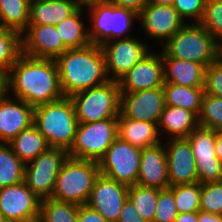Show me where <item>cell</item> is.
<instances>
[{
	"mask_svg": "<svg viewBox=\"0 0 222 222\" xmlns=\"http://www.w3.org/2000/svg\"><path fill=\"white\" fill-rule=\"evenodd\" d=\"M84 6L89 8L92 18V30H88L92 44L101 45L115 39L131 38L125 34L130 30L133 20L138 19V14L133 10L117 7L106 0L91 1Z\"/></svg>",
	"mask_w": 222,
	"mask_h": 222,
	"instance_id": "52a82bcc",
	"label": "cell"
},
{
	"mask_svg": "<svg viewBox=\"0 0 222 222\" xmlns=\"http://www.w3.org/2000/svg\"><path fill=\"white\" fill-rule=\"evenodd\" d=\"M8 145L24 164L34 160L49 148L47 140L34 124L22 130Z\"/></svg>",
	"mask_w": 222,
	"mask_h": 222,
	"instance_id": "484cf974",
	"label": "cell"
},
{
	"mask_svg": "<svg viewBox=\"0 0 222 222\" xmlns=\"http://www.w3.org/2000/svg\"><path fill=\"white\" fill-rule=\"evenodd\" d=\"M77 222H109L87 204L78 205Z\"/></svg>",
	"mask_w": 222,
	"mask_h": 222,
	"instance_id": "60d3db41",
	"label": "cell"
},
{
	"mask_svg": "<svg viewBox=\"0 0 222 222\" xmlns=\"http://www.w3.org/2000/svg\"><path fill=\"white\" fill-rule=\"evenodd\" d=\"M117 222H147L135 210L132 202L127 198L124 202Z\"/></svg>",
	"mask_w": 222,
	"mask_h": 222,
	"instance_id": "b9f144b4",
	"label": "cell"
},
{
	"mask_svg": "<svg viewBox=\"0 0 222 222\" xmlns=\"http://www.w3.org/2000/svg\"><path fill=\"white\" fill-rule=\"evenodd\" d=\"M25 164L6 143H0V188L24 181Z\"/></svg>",
	"mask_w": 222,
	"mask_h": 222,
	"instance_id": "f546056e",
	"label": "cell"
},
{
	"mask_svg": "<svg viewBox=\"0 0 222 222\" xmlns=\"http://www.w3.org/2000/svg\"><path fill=\"white\" fill-rule=\"evenodd\" d=\"M14 99L6 96L0 100V143L8 144L33 124L34 107L22 99Z\"/></svg>",
	"mask_w": 222,
	"mask_h": 222,
	"instance_id": "ffe728a7",
	"label": "cell"
},
{
	"mask_svg": "<svg viewBox=\"0 0 222 222\" xmlns=\"http://www.w3.org/2000/svg\"><path fill=\"white\" fill-rule=\"evenodd\" d=\"M191 145L197 166L198 182L222 180V162L215 153V130L198 126L186 138Z\"/></svg>",
	"mask_w": 222,
	"mask_h": 222,
	"instance_id": "7c38bea8",
	"label": "cell"
},
{
	"mask_svg": "<svg viewBox=\"0 0 222 222\" xmlns=\"http://www.w3.org/2000/svg\"><path fill=\"white\" fill-rule=\"evenodd\" d=\"M199 24L214 37L217 43L221 41L219 45L222 44V0H206Z\"/></svg>",
	"mask_w": 222,
	"mask_h": 222,
	"instance_id": "d590c367",
	"label": "cell"
},
{
	"mask_svg": "<svg viewBox=\"0 0 222 222\" xmlns=\"http://www.w3.org/2000/svg\"><path fill=\"white\" fill-rule=\"evenodd\" d=\"M83 7L84 5H81L72 15L55 26L68 49L83 48L91 44L88 29L82 21Z\"/></svg>",
	"mask_w": 222,
	"mask_h": 222,
	"instance_id": "83f0119b",
	"label": "cell"
},
{
	"mask_svg": "<svg viewBox=\"0 0 222 222\" xmlns=\"http://www.w3.org/2000/svg\"><path fill=\"white\" fill-rule=\"evenodd\" d=\"M174 0H147V3L156 5H173Z\"/></svg>",
	"mask_w": 222,
	"mask_h": 222,
	"instance_id": "c3c4849f",
	"label": "cell"
},
{
	"mask_svg": "<svg viewBox=\"0 0 222 222\" xmlns=\"http://www.w3.org/2000/svg\"><path fill=\"white\" fill-rule=\"evenodd\" d=\"M82 5L89 3L91 1H104V0H79Z\"/></svg>",
	"mask_w": 222,
	"mask_h": 222,
	"instance_id": "681fc988",
	"label": "cell"
},
{
	"mask_svg": "<svg viewBox=\"0 0 222 222\" xmlns=\"http://www.w3.org/2000/svg\"><path fill=\"white\" fill-rule=\"evenodd\" d=\"M159 189L138 184L129 186L128 199L138 214L147 222H153L156 213Z\"/></svg>",
	"mask_w": 222,
	"mask_h": 222,
	"instance_id": "4dcf8cb0",
	"label": "cell"
},
{
	"mask_svg": "<svg viewBox=\"0 0 222 222\" xmlns=\"http://www.w3.org/2000/svg\"><path fill=\"white\" fill-rule=\"evenodd\" d=\"M118 137V118L79 124L70 158L99 162Z\"/></svg>",
	"mask_w": 222,
	"mask_h": 222,
	"instance_id": "ba28073f",
	"label": "cell"
},
{
	"mask_svg": "<svg viewBox=\"0 0 222 222\" xmlns=\"http://www.w3.org/2000/svg\"><path fill=\"white\" fill-rule=\"evenodd\" d=\"M8 90L14 98L36 107L64 97L54 59L21 54L8 72Z\"/></svg>",
	"mask_w": 222,
	"mask_h": 222,
	"instance_id": "6da1fadb",
	"label": "cell"
},
{
	"mask_svg": "<svg viewBox=\"0 0 222 222\" xmlns=\"http://www.w3.org/2000/svg\"><path fill=\"white\" fill-rule=\"evenodd\" d=\"M206 0H174L173 7L179 16L185 21L188 17L194 18V23H199L201 20Z\"/></svg>",
	"mask_w": 222,
	"mask_h": 222,
	"instance_id": "ab89813d",
	"label": "cell"
},
{
	"mask_svg": "<svg viewBox=\"0 0 222 222\" xmlns=\"http://www.w3.org/2000/svg\"><path fill=\"white\" fill-rule=\"evenodd\" d=\"M137 38L117 39L100 46L105 57V70L109 80L118 81L150 51L148 46ZM109 74H113L109 77Z\"/></svg>",
	"mask_w": 222,
	"mask_h": 222,
	"instance_id": "8fae6325",
	"label": "cell"
},
{
	"mask_svg": "<svg viewBox=\"0 0 222 222\" xmlns=\"http://www.w3.org/2000/svg\"><path fill=\"white\" fill-rule=\"evenodd\" d=\"M219 59L222 61V44L219 45Z\"/></svg>",
	"mask_w": 222,
	"mask_h": 222,
	"instance_id": "816d5d0a",
	"label": "cell"
},
{
	"mask_svg": "<svg viewBox=\"0 0 222 222\" xmlns=\"http://www.w3.org/2000/svg\"><path fill=\"white\" fill-rule=\"evenodd\" d=\"M29 0H0V26L22 34L29 25Z\"/></svg>",
	"mask_w": 222,
	"mask_h": 222,
	"instance_id": "f1b7e54d",
	"label": "cell"
},
{
	"mask_svg": "<svg viewBox=\"0 0 222 222\" xmlns=\"http://www.w3.org/2000/svg\"><path fill=\"white\" fill-rule=\"evenodd\" d=\"M78 205L52 198L41 200L38 222H77Z\"/></svg>",
	"mask_w": 222,
	"mask_h": 222,
	"instance_id": "1f68e13d",
	"label": "cell"
},
{
	"mask_svg": "<svg viewBox=\"0 0 222 222\" xmlns=\"http://www.w3.org/2000/svg\"><path fill=\"white\" fill-rule=\"evenodd\" d=\"M22 54L33 58L55 59L68 48L55 26L28 25L21 34Z\"/></svg>",
	"mask_w": 222,
	"mask_h": 222,
	"instance_id": "e0dca14e",
	"label": "cell"
},
{
	"mask_svg": "<svg viewBox=\"0 0 222 222\" xmlns=\"http://www.w3.org/2000/svg\"><path fill=\"white\" fill-rule=\"evenodd\" d=\"M215 140L216 157L222 162V129L215 130Z\"/></svg>",
	"mask_w": 222,
	"mask_h": 222,
	"instance_id": "7dc6e473",
	"label": "cell"
},
{
	"mask_svg": "<svg viewBox=\"0 0 222 222\" xmlns=\"http://www.w3.org/2000/svg\"><path fill=\"white\" fill-rule=\"evenodd\" d=\"M40 203L25 181L0 188V214L12 222H38Z\"/></svg>",
	"mask_w": 222,
	"mask_h": 222,
	"instance_id": "4fadbf2b",
	"label": "cell"
},
{
	"mask_svg": "<svg viewBox=\"0 0 222 222\" xmlns=\"http://www.w3.org/2000/svg\"><path fill=\"white\" fill-rule=\"evenodd\" d=\"M204 94L222 98V61L218 58L205 70Z\"/></svg>",
	"mask_w": 222,
	"mask_h": 222,
	"instance_id": "f35d334b",
	"label": "cell"
},
{
	"mask_svg": "<svg viewBox=\"0 0 222 222\" xmlns=\"http://www.w3.org/2000/svg\"><path fill=\"white\" fill-rule=\"evenodd\" d=\"M165 147L170 187L198 182L197 166L190 142L170 138Z\"/></svg>",
	"mask_w": 222,
	"mask_h": 222,
	"instance_id": "ac0fdd59",
	"label": "cell"
},
{
	"mask_svg": "<svg viewBox=\"0 0 222 222\" xmlns=\"http://www.w3.org/2000/svg\"><path fill=\"white\" fill-rule=\"evenodd\" d=\"M200 211L222 215V180L201 184Z\"/></svg>",
	"mask_w": 222,
	"mask_h": 222,
	"instance_id": "8d00e7d4",
	"label": "cell"
},
{
	"mask_svg": "<svg viewBox=\"0 0 222 222\" xmlns=\"http://www.w3.org/2000/svg\"><path fill=\"white\" fill-rule=\"evenodd\" d=\"M153 222H174L178 211L174 201L173 188L159 189Z\"/></svg>",
	"mask_w": 222,
	"mask_h": 222,
	"instance_id": "74e56055",
	"label": "cell"
},
{
	"mask_svg": "<svg viewBox=\"0 0 222 222\" xmlns=\"http://www.w3.org/2000/svg\"><path fill=\"white\" fill-rule=\"evenodd\" d=\"M8 89V73L0 70V100L7 96Z\"/></svg>",
	"mask_w": 222,
	"mask_h": 222,
	"instance_id": "f6af8a7d",
	"label": "cell"
},
{
	"mask_svg": "<svg viewBox=\"0 0 222 222\" xmlns=\"http://www.w3.org/2000/svg\"><path fill=\"white\" fill-rule=\"evenodd\" d=\"M198 222H222V215L198 212Z\"/></svg>",
	"mask_w": 222,
	"mask_h": 222,
	"instance_id": "ee69618b",
	"label": "cell"
},
{
	"mask_svg": "<svg viewBox=\"0 0 222 222\" xmlns=\"http://www.w3.org/2000/svg\"><path fill=\"white\" fill-rule=\"evenodd\" d=\"M162 59L164 83H174L185 87H204L205 65L170 56H162Z\"/></svg>",
	"mask_w": 222,
	"mask_h": 222,
	"instance_id": "603a6c76",
	"label": "cell"
},
{
	"mask_svg": "<svg viewBox=\"0 0 222 222\" xmlns=\"http://www.w3.org/2000/svg\"><path fill=\"white\" fill-rule=\"evenodd\" d=\"M163 59L161 53L149 52L117 82L120 93H132L164 86Z\"/></svg>",
	"mask_w": 222,
	"mask_h": 222,
	"instance_id": "2e32d148",
	"label": "cell"
},
{
	"mask_svg": "<svg viewBox=\"0 0 222 222\" xmlns=\"http://www.w3.org/2000/svg\"><path fill=\"white\" fill-rule=\"evenodd\" d=\"M128 189L129 186L100 174L86 204L100 213L107 221L117 222L123 204L128 198Z\"/></svg>",
	"mask_w": 222,
	"mask_h": 222,
	"instance_id": "5bb4252c",
	"label": "cell"
},
{
	"mask_svg": "<svg viewBox=\"0 0 222 222\" xmlns=\"http://www.w3.org/2000/svg\"><path fill=\"white\" fill-rule=\"evenodd\" d=\"M144 31L154 39L166 43L184 24L173 6L147 3L138 14ZM165 41V42H164Z\"/></svg>",
	"mask_w": 222,
	"mask_h": 222,
	"instance_id": "d6986e66",
	"label": "cell"
},
{
	"mask_svg": "<svg viewBox=\"0 0 222 222\" xmlns=\"http://www.w3.org/2000/svg\"><path fill=\"white\" fill-rule=\"evenodd\" d=\"M0 222H12L0 214Z\"/></svg>",
	"mask_w": 222,
	"mask_h": 222,
	"instance_id": "f907efd6",
	"label": "cell"
},
{
	"mask_svg": "<svg viewBox=\"0 0 222 222\" xmlns=\"http://www.w3.org/2000/svg\"><path fill=\"white\" fill-rule=\"evenodd\" d=\"M118 137L141 149L161 142L156 123L126 118L121 112L118 115Z\"/></svg>",
	"mask_w": 222,
	"mask_h": 222,
	"instance_id": "cb8c5ba5",
	"label": "cell"
},
{
	"mask_svg": "<svg viewBox=\"0 0 222 222\" xmlns=\"http://www.w3.org/2000/svg\"><path fill=\"white\" fill-rule=\"evenodd\" d=\"M164 44L162 56L196 62L206 67L219 58V44L199 23L187 22Z\"/></svg>",
	"mask_w": 222,
	"mask_h": 222,
	"instance_id": "277c9868",
	"label": "cell"
},
{
	"mask_svg": "<svg viewBox=\"0 0 222 222\" xmlns=\"http://www.w3.org/2000/svg\"><path fill=\"white\" fill-rule=\"evenodd\" d=\"M68 157V151L49 147L25 164L24 181L27 187L41 200L51 198L56 178Z\"/></svg>",
	"mask_w": 222,
	"mask_h": 222,
	"instance_id": "9c48e42d",
	"label": "cell"
},
{
	"mask_svg": "<svg viewBox=\"0 0 222 222\" xmlns=\"http://www.w3.org/2000/svg\"><path fill=\"white\" fill-rule=\"evenodd\" d=\"M164 108L165 95L163 87L121 93L120 112L126 118L153 122L158 125Z\"/></svg>",
	"mask_w": 222,
	"mask_h": 222,
	"instance_id": "9a60e30c",
	"label": "cell"
},
{
	"mask_svg": "<svg viewBox=\"0 0 222 222\" xmlns=\"http://www.w3.org/2000/svg\"><path fill=\"white\" fill-rule=\"evenodd\" d=\"M62 93L66 97L109 81L100 45L66 50L55 59Z\"/></svg>",
	"mask_w": 222,
	"mask_h": 222,
	"instance_id": "7a4b0ae2",
	"label": "cell"
},
{
	"mask_svg": "<svg viewBox=\"0 0 222 222\" xmlns=\"http://www.w3.org/2000/svg\"><path fill=\"white\" fill-rule=\"evenodd\" d=\"M173 188L174 201L179 213H193L200 211L199 182L171 186Z\"/></svg>",
	"mask_w": 222,
	"mask_h": 222,
	"instance_id": "836d02e7",
	"label": "cell"
},
{
	"mask_svg": "<svg viewBox=\"0 0 222 222\" xmlns=\"http://www.w3.org/2000/svg\"><path fill=\"white\" fill-rule=\"evenodd\" d=\"M136 184L158 189L170 187L166 150L162 142L142 149Z\"/></svg>",
	"mask_w": 222,
	"mask_h": 222,
	"instance_id": "44dd1931",
	"label": "cell"
},
{
	"mask_svg": "<svg viewBox=\"0 0 222 222\" xmlns=\"http://www.w3.org/2000/svg\"><path fill=\"white\" fill-rule=\"evenodd\" d=\"M174 222H198V212L179 213Z\"/></svg>",
	"mask_w": 222,
	"mask_h": 222,
	"instance_id": "bcb514c9",
	"label": "cell"
},
{
	"mask_svg": "<svg viewBox=\"0 0 222 222\" xmlns=\"http://www.w3.org/2000/svg\"><path fill=\"white\" fill-rule=\"evenodd\" d=\"M33 124L45 137L49 147L69 151L79 125L71 98L64 96L34 107Z\"/></svg>",
	"mask_w": 222,
	"mask_h": 222,
	"instance_id": "3957f363",
	"label": "cell"
},
{
	"mask_svg": "<svg viewBox=\"0 0 222 222\" xmlns=\"http://www.w3.org/2000/svg\"><path fill=\"white\" fill-rule=\"evenodd\" d=\"M198 126V117L193 112L181 107L165 105L158 123V132L161 134L163 130L171 134L169 138H187Z\"/></svg>",
	"mask_w": 222,
	"mask_h": 222,
	"instance_id": "d4e9b609",
	"label": "cell"
},
{
	"mask_svg": "<svg viewBox=\"0 0 222 222\" xmlns=\"http://www.w3.org/2000/svg\"><path fill=\"white\" fill-rule=\"evenodd\" d=\"M163 90L165 105L181 107L198 117L204 96L203 87H185L174 83H164Z\"/></svg>",
	"mask_w": 222,
	"mask_h": 222,
	"instance_id": "4316f807",
	"label": "cell"
},
{
	"mask_svg": "<svg viewBox=\"0 0 222 222\" xmlns=\"http://www.w3.org/2000/svg\"><path fill=\"white\" fill-rule=\"evenodd\" d=\"M198 125L213 130L222 129V98L204 94Z\"/></svg>",
	"mask_w": 222,
	"mask_h": 222,
	"instance_id": "e575fe53",
	"label": "cell"
},
{
	"mask_svg": "<svg viewBox=\"0 0 222 222\" xmlns=\"http://www.w3.org/2000/svg\"><path fill=\"white\" fill-rule=\"evenodd\" d=\"M142 149L117 137L98 162L100 174L127 186L138 179Z\"/></svg>",
	"mask_w": 222,
	"mask_h": 222,
	"instance_id": "30bf717a",
	"label": "cell"
},
{
	"mask_svg": "<svg viewBox=\"0 0 222 222\" xmlns=\"http://www.w3.org/2000/svg\"><path fill=\"white\" fill-rule=\"evenodd\" d=\"M70 98L79 124L118 118L120 114L121 93L115 80L78 92Z\"/></svg>",
	"mask_w": 222,
	"mask_h": 222,
	"instance_id": "8992f818",
	"label": "cell"
},
{
	"mask_svg": "<svg viewBox=\"0 0 222 222\" xmlns=\"http://www.w3.org/2000/svg\"><path fill=\"white\" fill-rule=\"evenodd\" d=\"M99 175L98 162L68 157L56 178L51 198L77 205L86 204Z\"/></svg>",
	"mask_w": 222,
	"mask_h": 222,
	"instance_id": "5b68a950",
	"label": "cell"
},
{
	"mask_svg": "<svg viewBox=\"0 0 222 222\" xmlns=\"http://www.w3.org/2000/svg\"><path fill=\"white\" fill-rule=\"evenodd\" d=\"M110 4L126 9L133 10L139 14L143 7L147 4V0H106Z\"/></svg>",
	"mask_w": 222,
	"mask_h": 222,
	"instance_id": "7bdbcfd3",
	"label": "cell"
},
{
	"mask_svg": "<svg viewBox=\"0 0 222 222\" xmlns=\"http://www.w3.org/2000/svg\"><path fill=\"white\" fill-rule=\"evenodd\" d=\"M21 54V34L0 26V70L8 73Z\"/></svg>",
	"mask_w": 222,
	"mask_h": 222,
	"instance_id": "d6a6232c",
	"label": "cell"
},
{
	"mask_svg": "<svg viewBox=\"0 0 222 222\" xmlns=\"http://www.w3.org/2000/svg\"><path fill=\"white\" fill-rule=\"evenodd\" d=\"M81 5L79 0H32L29 25L57 26Z\"/></svg>",
	"mask_w": 222,
	"mask_h": 222,
	"instance_id": "7402d4cb",
	"label": "cell"
}]
</instances>
